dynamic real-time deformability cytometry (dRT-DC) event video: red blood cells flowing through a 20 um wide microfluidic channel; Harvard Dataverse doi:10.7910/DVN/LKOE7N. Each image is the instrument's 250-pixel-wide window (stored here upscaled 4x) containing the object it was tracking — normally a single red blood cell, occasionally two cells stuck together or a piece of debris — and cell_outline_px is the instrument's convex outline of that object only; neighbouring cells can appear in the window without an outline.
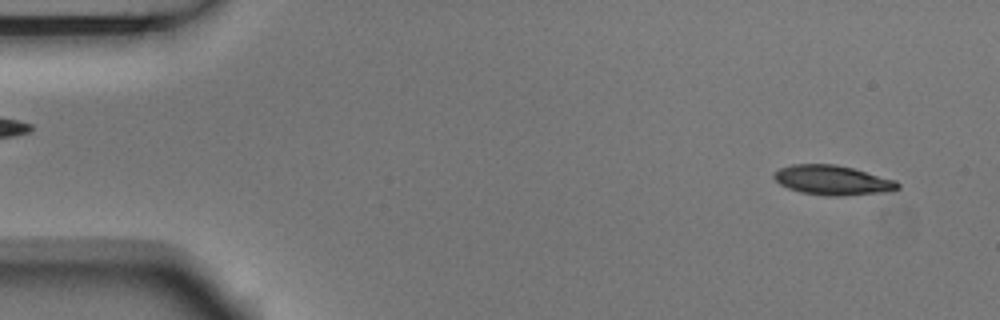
{"species": "Egyptian fruit bat (a non-hibernating species)", "species_latin": "Rousettus aegyptiacus", "temperature_condition": "room temperature", "stored_images_in_passage": 4, "segment_of_instrument_passage": [2, 2], "camera_frame_rate_fps": 3000, "um_per_image_px": 0.085, "animal": {"sex": "male"}, "frame": {"image": 1, "passage_image": 4, "time_ms": 1.0, "image_size_px": [1000, 320], "cell_outline_px": [[900, 188], [892, 192], [840, 196], [824, 196], [800, 192], [788, 188], [780, 184], [772, 176], [772, 172], [780, 168], [792, 164], [836, 164], [852, 168], [896, 180], [900, 184]], "centroid_in_image_um": [70.78, 15.32], "position_along_channel_um": 14.2, "area_um2": 21.68}}